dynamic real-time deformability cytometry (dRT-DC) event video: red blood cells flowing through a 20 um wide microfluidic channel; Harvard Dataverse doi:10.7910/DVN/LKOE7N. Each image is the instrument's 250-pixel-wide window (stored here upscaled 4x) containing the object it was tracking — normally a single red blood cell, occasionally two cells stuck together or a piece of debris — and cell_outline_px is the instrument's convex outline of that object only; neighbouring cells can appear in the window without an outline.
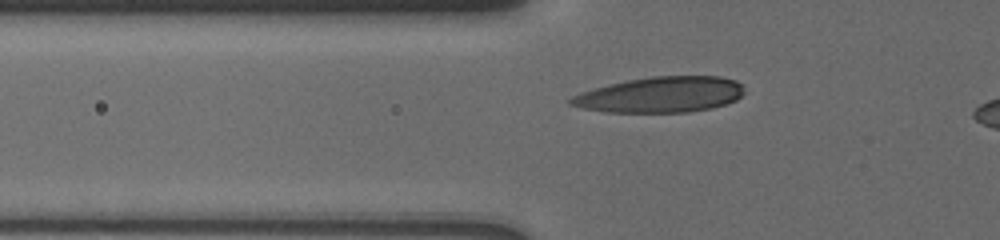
{"species": "human", "species_latin": "Homo sapiens", "temperature_condition": "cold", "stored_images_in_passage": 30, "camera_frame_rate_fps": 3000, "um_per_image_px": 0.085, "donor": {"sex": "male"}, "frame": {"image": 1, "passage_image": 4, "time_ms": 0.333, "image_size_px": [1000, 240], "cell_outline_px": [[744, 92], [736, 100], [712, 108], [688, 112], [604, 112], [584, 108], [568, 104], [568, 100], [572, 96], [580, 92], [608, 84], [628, 80], [652, 76], [720, 76], [736, 80], [740, 84]], "centroid_in_image_um": [56.13, 8.04], "position_along_channel_um": 69.7, "area_um2": 36.07}}
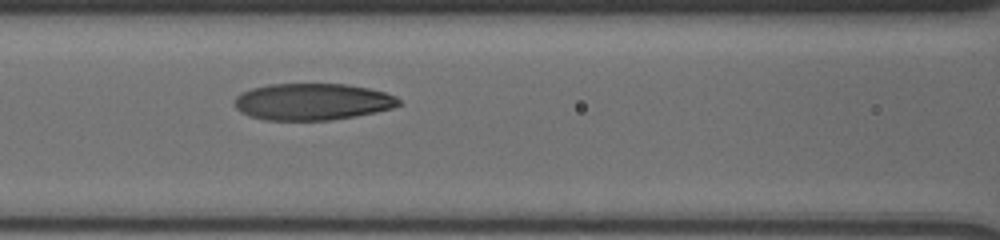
{"frame": {"image": 2, "passage_image": 19, "time_ms": 2.333, "image_size_px": [1000, 240], "cell_outline_px": [[400, 104], [392, 108], [376, 112], [356, 116], [332, 120], [264, 120], [240, 112], [236, 108], [236, 96], [240, 92], [252, 88], [268, 84], [348, 84], [368, 88], [384, 92], [396, 96], [400, 100]], "centroid_in_image_um": [26.56, 8.64], "position_along_channel_um": 140.0, "area_um2": 35.2}}
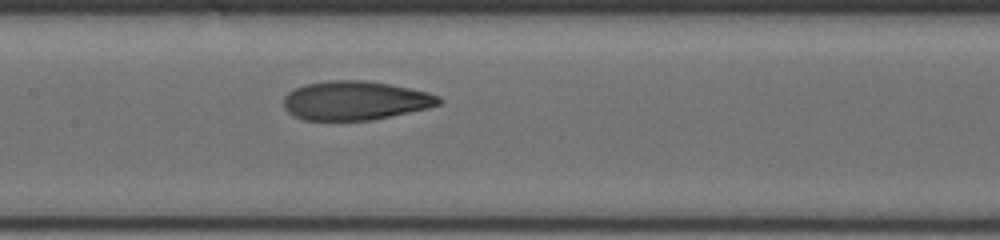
{"frame": {"image": 3, "passage_image": 27, "time_ms": 3.333, "image_size_px": [1000, 240], "cell_outline_px": [[444, 100], [440, 104], [428, 108], [392, 116], [372, 120], [304, 120], [292, 116], [284, 108], [284, 96], [288, 92], [304, 84], [328, 80], [364, 80], [388, 84], [428, 92], [440, 96]], "centroid_in_image_um": [30.19, 8.55], "position_along_channel_um": 177.2, "area_um2": 35.43}}